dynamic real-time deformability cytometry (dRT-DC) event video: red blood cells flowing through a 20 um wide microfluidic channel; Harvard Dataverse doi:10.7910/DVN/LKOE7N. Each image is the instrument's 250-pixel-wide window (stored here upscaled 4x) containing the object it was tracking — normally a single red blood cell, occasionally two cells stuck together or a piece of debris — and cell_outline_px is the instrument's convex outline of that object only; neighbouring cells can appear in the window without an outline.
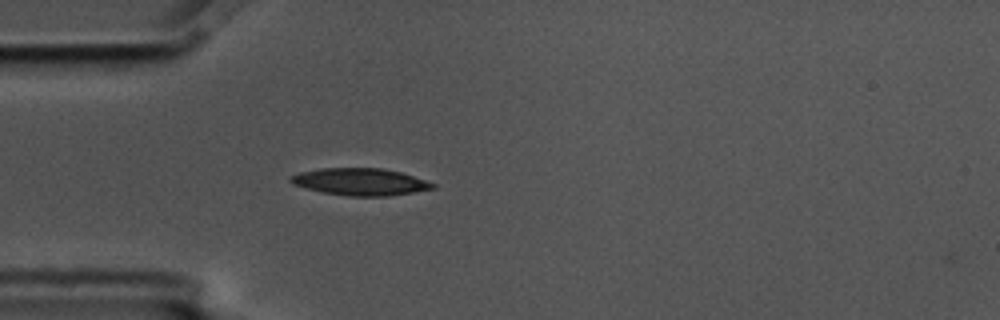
{"species": "common noctule bat (a hibernating species)", "species_latin": "Nyctalus noctula", "temperature_condition": "cold", "stored_images_in_passage": 4, "camera_frame_rate_fps": 3000, "um_per_image_px": 0.085, "animal": {"sex": "male", "body_mass_g": 17.5, "forearm_length_mm": 52.3}, "frame": {"image": 1, "passage_image": 2, "time_ms": 0.333, "image_size_px": [1000, 320], "cell_outline_px": [[436, 188], [388, 196], [348, 196], [320, 192], [292, 184], [288, 180], [288, 176], [300, 172], [320, 168], [384, 168], [400, 172], [436, 184]], "centroid_in_image_um": [30.56, 15.45], "position_along_channel_um": 54.4, "area_um2": 22.48}}